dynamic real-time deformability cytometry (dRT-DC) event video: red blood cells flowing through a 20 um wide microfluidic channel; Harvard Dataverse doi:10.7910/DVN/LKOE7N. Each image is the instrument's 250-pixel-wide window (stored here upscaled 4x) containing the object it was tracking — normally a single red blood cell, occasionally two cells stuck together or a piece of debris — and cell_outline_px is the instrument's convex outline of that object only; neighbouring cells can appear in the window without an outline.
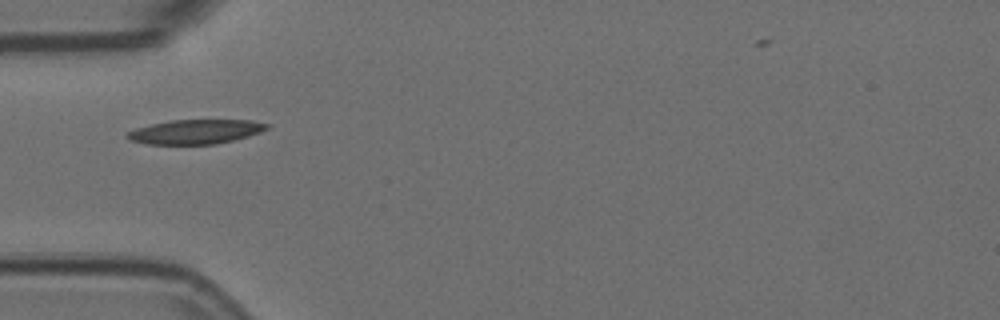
{"species": "Egyptian fruit bat (a non-hibernating species)", "species_latin": "Rousettus aegyptiacus", "temperature_condition": "room temperature", "stored_images_in_passage": 6, "camera_frame_rate_fps": 3000, "um_per_image_px": 0.085, "animal": {"sex": "female"}, "frame": {"image": 1, "passage_image": 1, "time_ms": 0.0, "image_size_px": [1000, 320], "cell_outline_px": [[272, 124], [268, 128], [260, 132], [248, 136], [216, 144], [148, 144], [128, 140], [124, 136], [128, 132], [136, 128], [152, 124], [172, 120], [252, 120]], "centroid_in_image_um": [16.62, 11.19], "position_along_channel_um": 68.4, "area_um2": 19.83}}
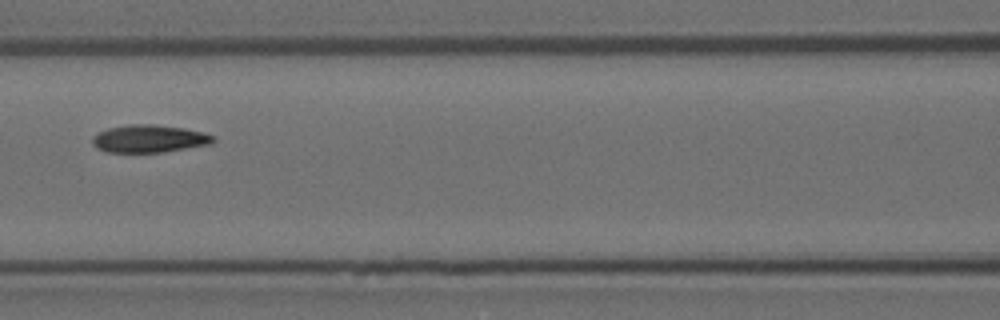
{"frame": {"image": 2, "passage_image": 3, "time_ms": 0.667, "image_size_px": [1000, 320], "cell_outline_px": [[216, 140], [212, 144], [164, 152], [108, 152], [96, 148], [92, 144], [92, 136], [108, 128], [128, 124], [152, 124], [184, 128], [204, 132], [216, 136]], "centroid_in_image_um": [12.71, 11.79], "position_along_channel_um": 153.9, "area_um2": 19.65}}
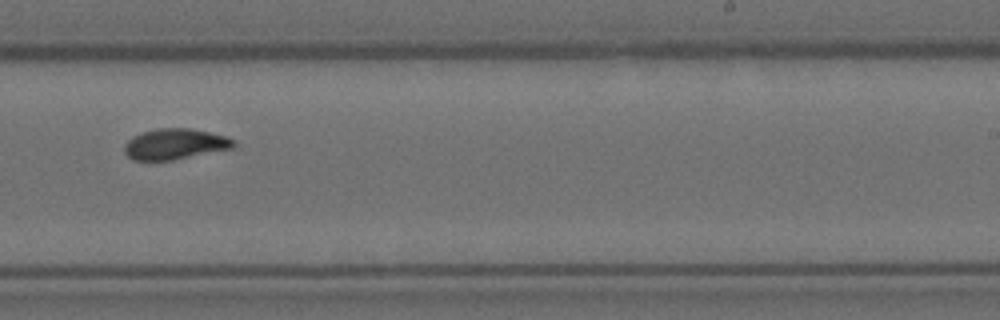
{"frame": {"image": 3, "passage_image": 6, "time_ms": 1.667, "image_size_px": [1000, 320], "cell_outline_px": [[236, 144], [232, 148], [172, 160], [132, 160], [124, 152], [124, 144], [132, 136], [140, 132], [156, 128], [192, 128], [224, 136], [236, 140]], "centroid_in_image_um": [14.83, 12.23], "position_along_channel_um": 274.2, "area_um2": 19.59}}